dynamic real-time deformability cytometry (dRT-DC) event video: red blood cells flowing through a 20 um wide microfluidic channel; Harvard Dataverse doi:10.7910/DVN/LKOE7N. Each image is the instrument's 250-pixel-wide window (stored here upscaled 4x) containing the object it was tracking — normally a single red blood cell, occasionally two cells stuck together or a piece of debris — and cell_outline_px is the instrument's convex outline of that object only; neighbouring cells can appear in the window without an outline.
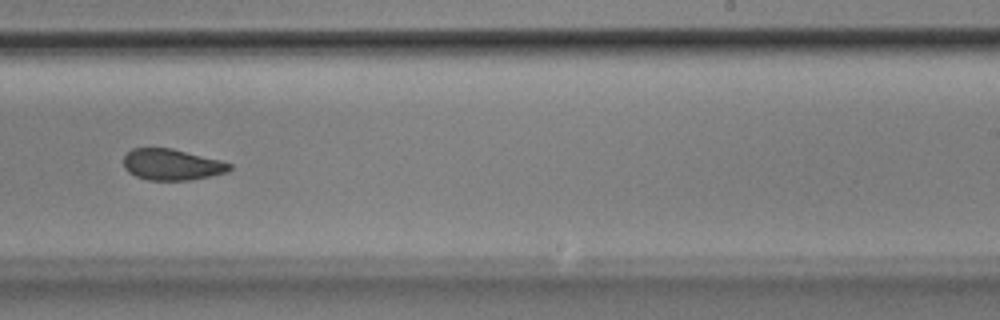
{"species": "Egyptian fruit bat (a non-hibernating species)", "species_latin": "Rousettus aegyptiacus", "temperature_condition": "room temperature", "stored_images_in_passage": 46, "camera_frame_rate_fps": 3000, "um_per_image_px": 0.085, "animal": {"sex": "male"}, "frame": {"image": 1, "passage_image": 27, "time_ms": 8.667, "image_size_px": [1000, 320], "cell_outline_px": [[232, 168], [228, 172], [188, 180], [148, 180], [136, 176], [128, 172], [124, 168], [124, 156], [132, 148], [172, 148], [220, 160], [232, 164]], "centroid_in_image_um": [14.6, 13.99], "position_along_channel_um": 274.4, "area_um2": 19.19}}
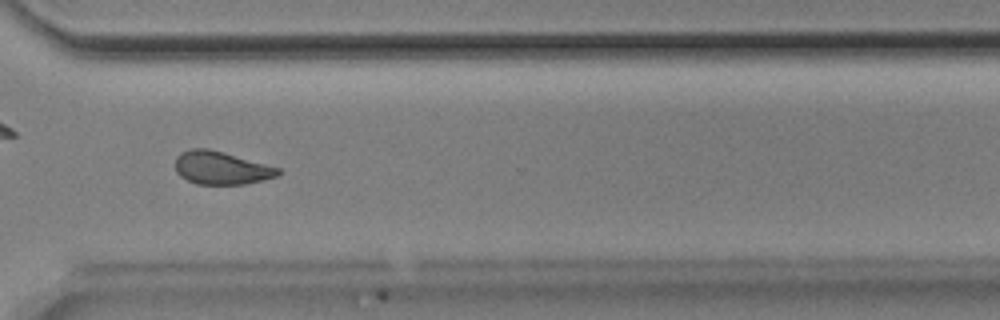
{"frame": {"image": 2, "passage_image": 33, "time_ms": 10.667, "image_size_px": [1000, 320], "cell_outline_px": [[280, 172], [276, 176], [244, 184], [196, 184], [180, 176], [176, 172], [176, 156], [180, 152], [192, 148], [208, 148], [224, 152], [280, 168]], "centroid_in_image_um": [18.76, 14.26], "position_along_channel_um": 351.8, "area_um2": 19.65}}
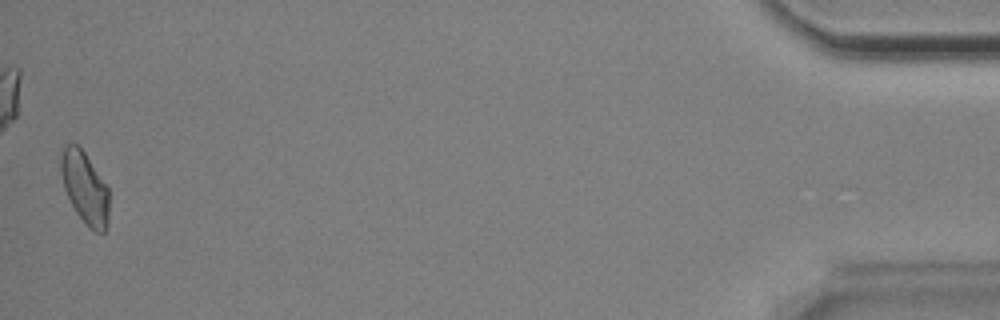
{"frame": {"image": 3, "passage_image": 46, "time_ms": 15.0, "image_size_px": [1000, 320], "cell_outline_px": [[108, 220], [104, 232], [96, 232], [88, 228], [76, 212], [64, 188], [60, 172], [60, 152], [64, 144], [76, 144], [84, 152], [108, 188]], "centroid_in_image_um": [7.18, 15.95], "position_along_channel_um": 428.0, "area_um2": 20.06}, "authors_computed_cell_mechanics": {"area_um2": 20.6057, "velocity_mm_per_s": 3.8492, "shape_relaxation_time_tau1_ms": 6.6436, "shape_relaxation_time_tau2_ms": 1.9698, "deformation_change_tau1": 0.1229, "deformation_change_tau2": 0.0582}}